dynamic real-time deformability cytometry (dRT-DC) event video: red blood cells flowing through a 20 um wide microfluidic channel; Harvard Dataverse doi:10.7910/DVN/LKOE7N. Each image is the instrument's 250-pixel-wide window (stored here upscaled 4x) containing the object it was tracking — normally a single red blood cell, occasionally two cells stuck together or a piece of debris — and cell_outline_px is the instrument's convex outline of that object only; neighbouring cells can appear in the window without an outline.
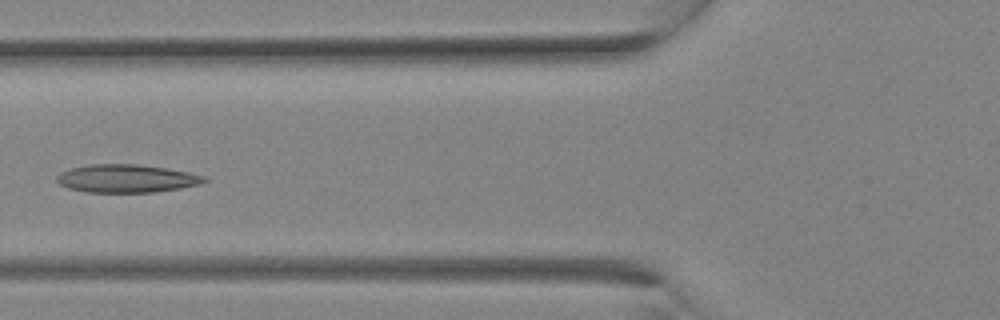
{"species": "Egyptian fruit bat (a non-hibernating species)", "species_latin": "Rousettus aegyptiacus", "temperature_condition": "room temperature", "stored_images_in_passage": 11, "camera_frame_rate_fps": 3000, "um_per_image_px": 0.085, "animal": {"sex": "female"}, "frame": {"image": 1, "passage_image": 10, "time_ms": 3.0, "image_size_px": [1000, 320], "cell_outline_px": [[208, 180], [200, 184], [180, 188], [152, 192], [88, 192], [68, 188], [60, 184], [56, 180], [56, 176], [60, 172], [68, 168], [88, 164], [136, 164], [168, 168], [188, 172], [204, 176]], "centroid_in_image_um": [10.72, 15.16], "position_along_channel_um": 115.1, "area_um2": 24.16}}